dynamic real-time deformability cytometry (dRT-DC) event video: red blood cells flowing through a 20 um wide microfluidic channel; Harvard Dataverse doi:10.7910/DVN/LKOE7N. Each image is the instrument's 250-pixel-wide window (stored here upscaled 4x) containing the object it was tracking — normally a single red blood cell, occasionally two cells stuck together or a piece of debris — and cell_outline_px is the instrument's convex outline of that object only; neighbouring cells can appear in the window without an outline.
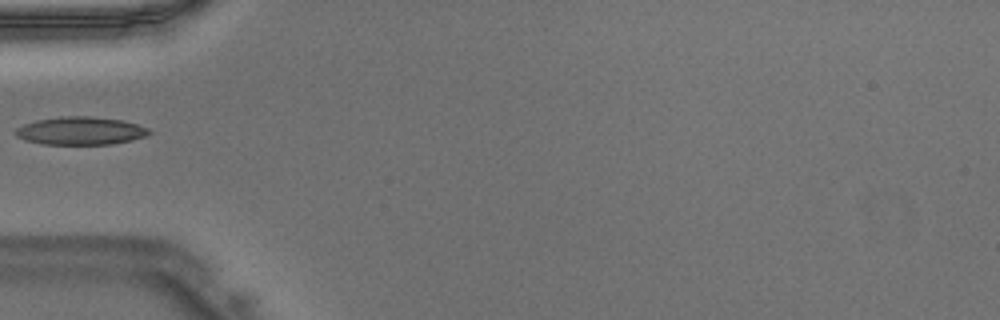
{"species": "Egyptian fruit bat (a non-hibernating species)", "species_latin": "Rousettus aegyptiacus", "temperature_condition": "warm", "stored_images_in_passage": 32, "camera_frame_rate_fps": 3000, "um_per_image_px": 0.085, "animal": {"sex": "male"}, "frame": {"image": 1, "passage_image": 1, "time_ms": 0.0, "image_size_px": [1000, 320], "cell_outline_px": [[152, 132], [144, 136], [132, 140], [112, 144], [40, 144], [24, 140], [16, 136], [16, 128], [24, 124], [36, 120], [60, 116], [92, 116], [124, 120], [148, 128]], "centroid_in_image_um": [6.84, 11.11], "position_along_channel_um": 78.2, "area_um2": 21.85}}
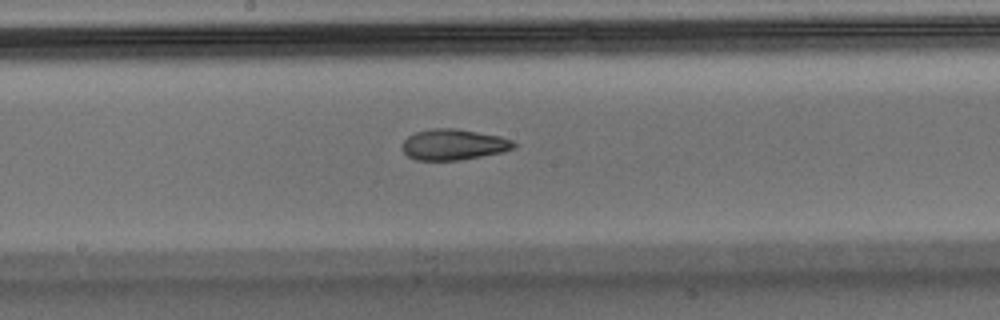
{"frame": {"image": 2, "passage_image": 10, "time_ms": 3.0, "image_size_px": [1000, 320], "cell_outline_px": [[516, 144], [512, 148], [500, 152], [460, 160], [416, 160], [408, 156], [400, 148], [400, 144], [408, 136], [416, 132], [432, 128], [456, 128], [500, 136], [512, 140]], "centroid_in_image_um": [38.49, 12.28], "position_along_channel_um": 209.7, "area_um2": 20.0}}